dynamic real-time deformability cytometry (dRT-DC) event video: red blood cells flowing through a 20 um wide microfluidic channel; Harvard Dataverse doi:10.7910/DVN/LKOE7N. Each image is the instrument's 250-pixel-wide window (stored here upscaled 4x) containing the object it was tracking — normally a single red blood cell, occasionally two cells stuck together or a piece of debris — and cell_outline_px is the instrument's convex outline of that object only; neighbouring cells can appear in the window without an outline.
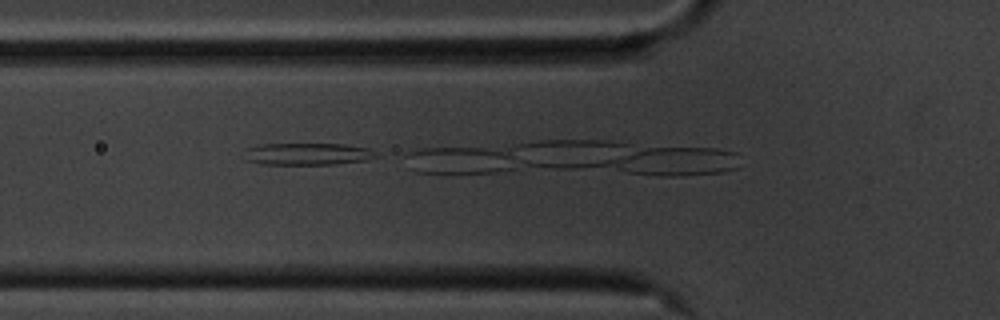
{"species": "common noctule bat (a hibernating species)", "species_latin": "Nyctalus noctula", "temperature_condition": "cold", "stored_images_in_passage": 7, "camera_frame_rate_fps": 3000, "um_per_image_px": 0.085, "animal": {"sex": "male", "body_mass_g": 20.1, "forearm_length_mm": 53.5}, "frame": {"image": 1, "passage_image": 3, "time_ms": 0.667, "image_size_px": [1000, 320], "cell_outline_px": [[376, 156], [368, 160], [336, 164], [260, 164], [244, 160], [244, 148], [260, 144], [344, 144], [368, 148], [376, 152]], "centroid_in_image_um": [26.08, 13.09], "position_along_channel_um": 99.7, "area_um2": 17.11}}